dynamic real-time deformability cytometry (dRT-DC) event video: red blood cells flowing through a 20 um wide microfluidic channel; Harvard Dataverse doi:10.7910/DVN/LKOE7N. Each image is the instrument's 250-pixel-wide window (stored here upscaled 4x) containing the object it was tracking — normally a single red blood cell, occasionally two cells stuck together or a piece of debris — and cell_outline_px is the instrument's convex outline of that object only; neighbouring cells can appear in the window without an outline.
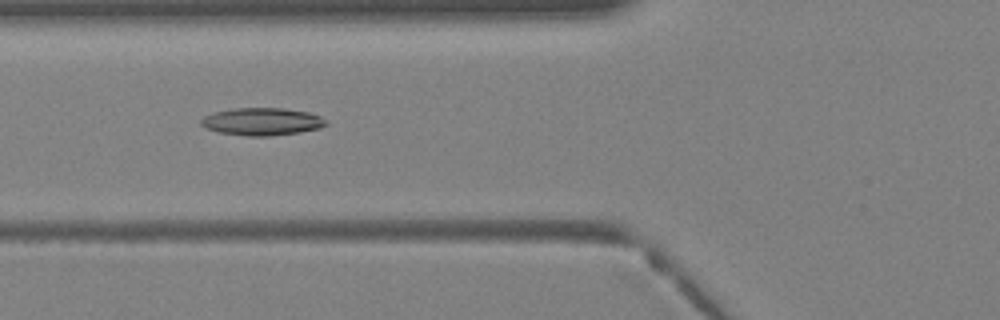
{"species": "Egyptian fruit bat (a non-hibernating species)", "species_latin": "Rousettus aegyptiacus", "temperature_condition": "warm", "stored_images_in_passage": 40, "camera_frame_rate_fps": 3000, "um_per_image_px": 0.085, "animal": {"sex": "female"}, "frame": {"image": 1, "passage_image": 16, "time_ms": 5.0, "image_size_px": [1000, 320], "cell_outline_px": [[328, 124], [320, 128], [300, 132], [268, 136], [248, 136], [220, 132], [204, 128], [200, 124], [200, 120], [204, 116], [212, 112], [232, 108], [280, 108], [308, 112], [320, 116], [328, 120]], "centroid_in_image_um": [22.26, 10.33], "position_along_channel_um": 103.5, "area_um2": 20.17}}
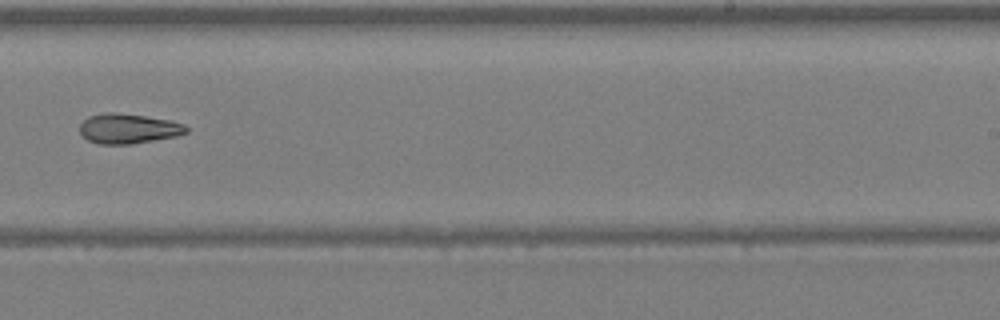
{"frame": {"image": 2, "passage_image": 26, "time_ms": 8.333, "image_size_px": [1000, 320], "cell_outline_px": [[188, 132], [176, 136], [132, 144], [100, 144], [88, 140], [80, 132], [80, 124], [88, 116], [104, 112], [116, 112], [144, 116], [168, 120], [184, 124], [188, 128]], "centroid_in_image_um": [10.89, 10.93], "position_along_channel_um": 278.1, "area_um2": 18.5}}
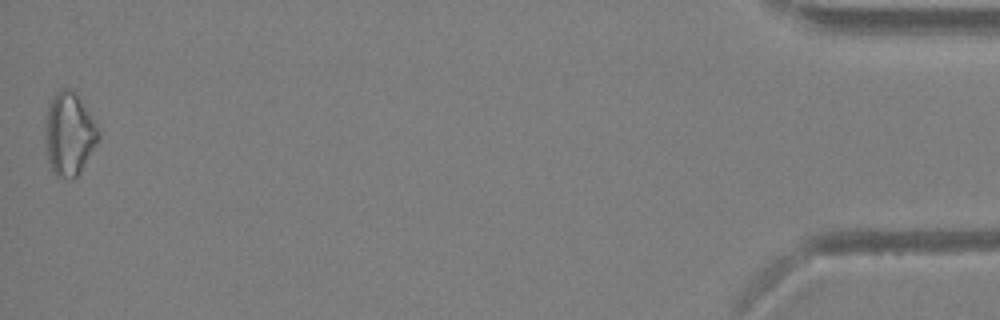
{"frame": {"image": 3, "passage_image": 40, "time_ms": 13.0, "image_size_px": [1000, 320], "cell_outline_px": [[100, 136], [96, 144], [80, 172], [72, 180], [56, 176], [52, 172], [48, 160], [44, 144], [44, 120], [52, 96], [60, 88], [72, 88], [76, 92], [96, 128]], "centroid_in_image_um": [5.81, 11.4], "position_along_channel_um": 429.4, "area_um2": 25.78}}